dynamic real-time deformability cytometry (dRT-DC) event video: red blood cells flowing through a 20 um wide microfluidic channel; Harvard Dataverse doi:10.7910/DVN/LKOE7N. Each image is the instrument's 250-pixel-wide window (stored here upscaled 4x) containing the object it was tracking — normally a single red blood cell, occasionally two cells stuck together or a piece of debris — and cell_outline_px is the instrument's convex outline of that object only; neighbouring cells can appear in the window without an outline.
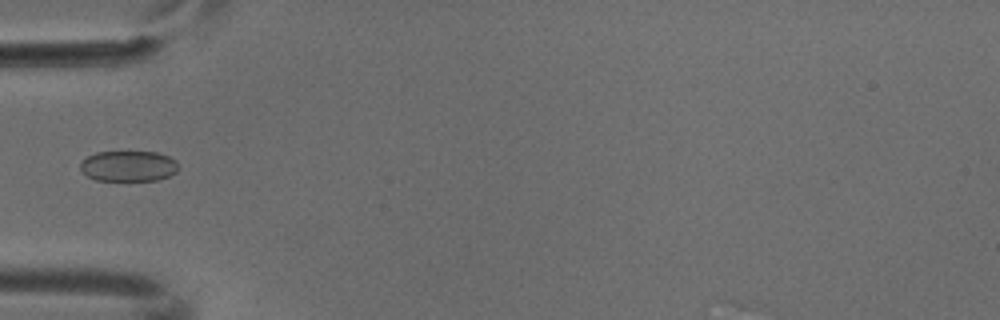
{"species": "common noctule bat (a hibernating species)", "species_latin": "Nyctalus noctula", "temperature_condition": "cold", "stored_images_in_passage": 5, "camera_frame_rate_fps": 3000, "um_per_image_px": 0.085, "animal": {"sex": "male", "body_mass_g": 18.8}, "frame": {"image": 1, "passage_image": 4, "time_ms": 1.0, "image_size_px": [1000, 320], "cell_outline_px": [[180, 168], [176, 172], [168, 176], [156, 180], [96, 180], [88, 176], [80, 168], [80, 164], [88, 156], [96, 152], [156, 152], [168, 156], [176, 160]], "centroid_in_image_um": [10.95, 14.11], "position_along_channel_um": 74.0, "area_um2": 17.4}}
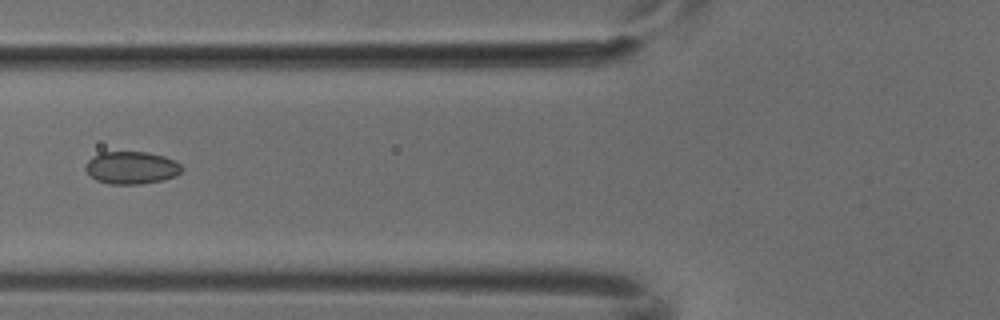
{"frame": {"image": 2, "passage_image": 5, "time_ms": 1.333, "image_size_px": [1000, 320], "cell_outline_px": [[184, 168], [176, 176], [160, 180], [140, 184], [112, 184], [96, 180], [84, 168], [88, 160], [92, 156], [100, 152], [148, 152], [164, 156], [180, 164]], "centroid_in_image_um": [11.17, 14.25], "position_along_channel_um": 114.6, "area_um2": 18.15}}